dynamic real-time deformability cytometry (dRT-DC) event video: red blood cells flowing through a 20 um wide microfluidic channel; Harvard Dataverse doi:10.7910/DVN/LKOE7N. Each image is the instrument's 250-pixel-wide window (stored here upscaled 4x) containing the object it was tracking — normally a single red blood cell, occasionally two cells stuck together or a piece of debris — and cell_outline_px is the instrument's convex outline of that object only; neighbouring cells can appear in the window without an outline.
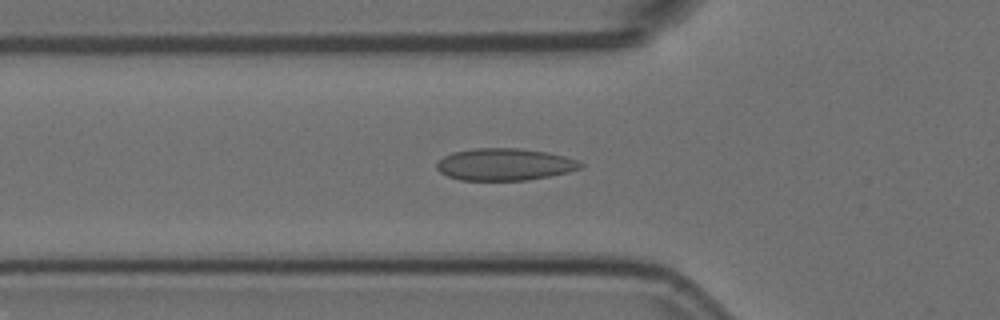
{"species": "Egyptian fruit bat (a non-hibernating species)", "species_latin": "Rousettus aegyptiacus", "temperature_condition": "room temperature", "stored_images_in_passage": 46, "camera_frame_rate_fps": 3000, "um_per_image_px": 0.085, "animal": {"sex": "female"}, "frame": {"image": 1, "passage_image": 17, "time_ms": 5.333, "image_size_px": [1000, 320], "cell_outline_px": [[584, 164], [580, 168], [568, 172], [528, 180], [460, 180], [448, 176], [440, 172], [436, 168], [436, 164], [444, 156], [452, 152], [476, 148], [520, 148], [548, 152], [564, 156], [576, 160]], "centroid_in_image_um": [42.88, 13.97], "position_along_channel_um": 82.9, "area_um2": 26.82}}
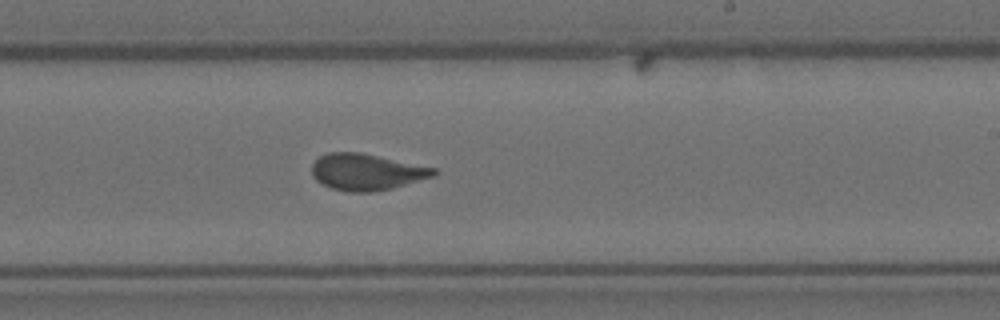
{"frame": {"image": 2, "passage_image": 31, "time_ms": 10.0, "image_size_px": [1000, 320], "cell_outline_px": [[440, 172], [436, 176], [392, 188], [372, 192], [348, 192], [332, 188], [320, 184], [312, 176], [312, 164], [320, 156], [328, 152], [360, 152], [436, 168]], "centroid_in_image_um": [31.17, 14.62], "position_along_channel_um": 257.8, "area_um2": 26.07}}
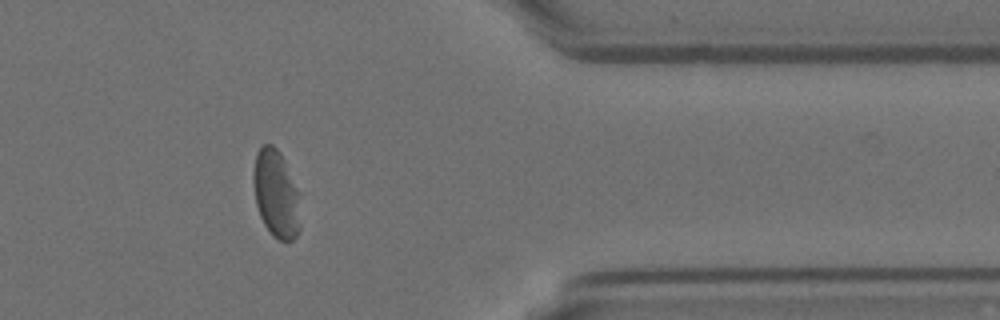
{"frame": {"image": 3, "passage_image": 43, "time_ms": 14.0, "image_size_px": [1000, 320], "cell_outline_px": [[300, 228], [296, 236], [292, 240], [280, 240], [272, 236], [264, 224], [260, 216], [256, 204], [252, 180], [252, 176], [256, 152], [264, 144], [272, 144], [280, 152], [300, 192]], "centroid_in_image_um": [23.47, 16.48], "position_along_channel_um": 387.9, "area_um2": 24.39}, "authors_computed_cell_mechanics": {"area_um2": 26.2701, "velocity_mm_per_s": 3.7354, "shape_relaxation_time_tau1_ms": null, "shape_relaxation_time_tau2_ms": 1.214, "deformation_change_tau1": null, "deformation_change_tau2": 0.0607}}